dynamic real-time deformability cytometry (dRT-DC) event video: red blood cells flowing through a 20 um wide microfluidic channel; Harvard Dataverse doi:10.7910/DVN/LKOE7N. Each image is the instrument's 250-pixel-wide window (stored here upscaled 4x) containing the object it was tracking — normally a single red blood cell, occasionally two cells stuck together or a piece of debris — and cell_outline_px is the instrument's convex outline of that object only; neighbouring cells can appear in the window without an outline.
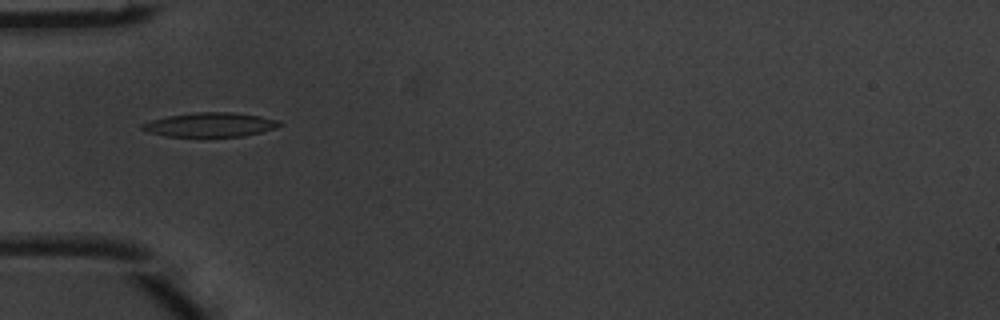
{"species": "common noctule bat (a hibernating species)", "species_latin": "Nyctalus noctula", "temperature_condition": "warm", "stored_images_in_passage": 4, "camera_frame_rate_fps": 3000, "um_per_image_px": 0.085, "animal": {"sex": "male", "body_mass_g": 20.1, "forearm_length_mm": 53.5}, "frame": {"image": 1, "passage_image": 4, "time_ms": 1.0, "image_size_px": [1000, 320], "cell_outline_px": [[280, 124], [276, 128], [244, 136], [164, 136], [148, 132], [140, 128], [140, 124], [152, 120], [168, 116], [196, 112], [232, 112], [260, 116], [280, 120]], "centroid_in_image_um": [17.85, 10.59], "position_along_channel_um": 67.1, "area_um2": 19.25}}